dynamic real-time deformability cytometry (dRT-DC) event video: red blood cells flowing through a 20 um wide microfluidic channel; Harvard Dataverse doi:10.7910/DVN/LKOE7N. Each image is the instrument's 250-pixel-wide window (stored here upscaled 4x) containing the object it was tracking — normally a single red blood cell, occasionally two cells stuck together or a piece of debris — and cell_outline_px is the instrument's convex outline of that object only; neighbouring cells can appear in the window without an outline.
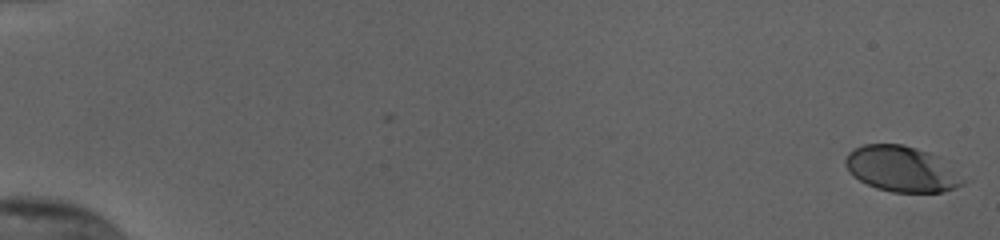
{"species": "human", "species_latin": "Homo sapiens", "temperature_condition": "cold", "stored_images_in_passage": 56, "camera_frame_rate_fps": 3000, "um_per_image_px": 0.085, "donor": {"sex": "female"}, "frame": {"image": 1, "passage_image": 1, "time_ms": 0.0, "image_size_px": [1000, 240], "cell_outline_px": [[964, 184], [940, 192], [892, 192], [876, 188], [852, 176], [844, 164], [844, 160], [848, 152], [864, 144], [904, 144], [928, 152], [936, 156], [964, 180]], "centroid_in_image_um": [76.55, 14.35], "position_along_channel_um": 8.4, "area_um2": 30.75}}
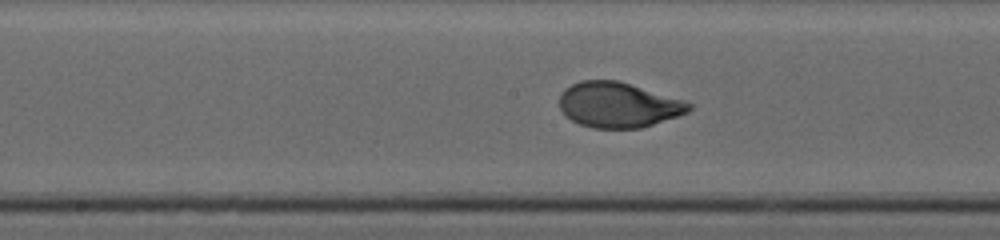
{"frame": {"image": 2, "passage_image": 31, "time_ms": 10.0, "image_size_px": [1000, 240], "cell_outline_px": [[692, 108], [688, 112], [640, 128], [592, 128], [580, 124], [572, 120], [560, 108], [560, 92], [564, 88], [580, 80], [620, 80], [684, 100], [692, 104]], "centroid_in_image_um": [52.55, 8.89], "position_along_channel_um": 195.7, "area_um2": 34.1}}
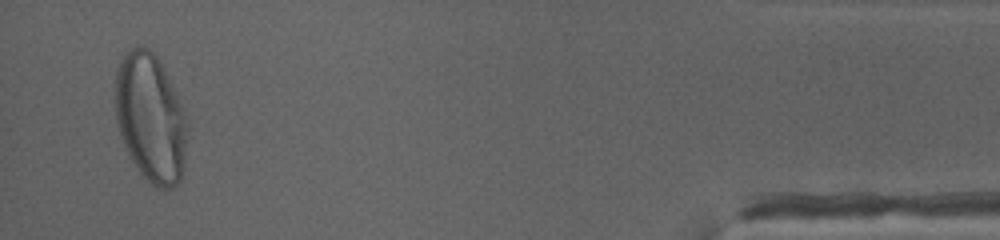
{"frame": {"image": 3, "passage_image": 54, "time_ms": 17.667, "image_size_px": [1000, 240], "cell_outline_px": [[188, 128], [184, 168], [180, 180], [172, 188], [160, 188], [152, 184], [140, 172], [132, 160], [120, 136], [116, 120], [116, 72], [120, 60], [124, 52], [128, 48], [140, 44], [148, 48], [156, 56], [184, 112], [188, 124]], "centroid_in_image_um": [12.79, 10.02], "position_along_channel_um": 422.4, "area_um2": 53.52}, "authors_computed_cell_mechanics": {"area_um2": 34.102, "velocity_mm_per_s": 3.8212, "shape_relaxation_time_tau1_ms": 3.5017, "shape_relaxation_time_tau2_ms": null, "deformation_change_tau1": 0.1994, "deformation_change_tau2": null}}